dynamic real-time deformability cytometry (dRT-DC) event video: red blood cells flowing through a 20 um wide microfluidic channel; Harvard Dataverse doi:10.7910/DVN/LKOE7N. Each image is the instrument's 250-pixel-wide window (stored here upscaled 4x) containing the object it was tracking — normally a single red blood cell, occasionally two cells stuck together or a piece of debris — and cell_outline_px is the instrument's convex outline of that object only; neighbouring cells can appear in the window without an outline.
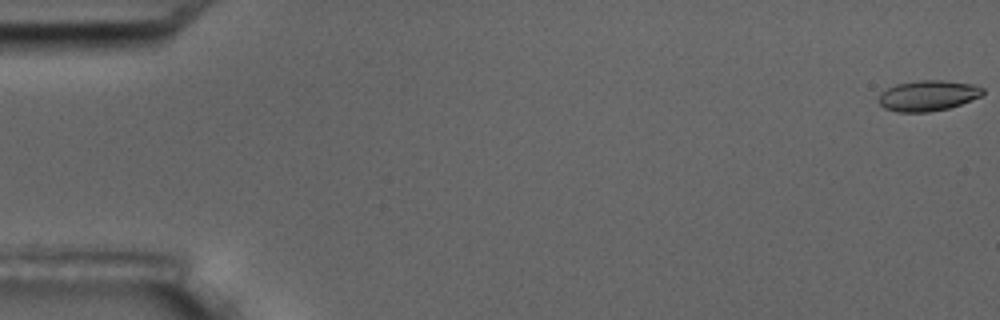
{"species": "common noctule bat (a hibernating species)", "species_latin": "Nyctalus noctula", "temperature_condition": "room temperature", "stored_images_in_passage": 5, "camera_frame_rate_fps": 3000, "um_per_image_px": 0.085, "animal": {"sex": "male", "body_mass_g": 17.5, "forearm_length_mm": 52.3}, "frame": {"image": 1, "passage_image": 1, "time_ms": 0.0, "image_size_px": [1000, 320], "cell_outline_px": [[984, 92], [980, 96], [960, 104], [948, 108], [928, 112], [896, 112], [884, 108], [880, 104], [880, 92], [896, 84], [920, 80], [944, 80], [972, 84], [984, 88]], "centroid_in_image_um": [78.86, 8.12], "position_along_channel_um": 6.1, "area_um2": 18.44}}
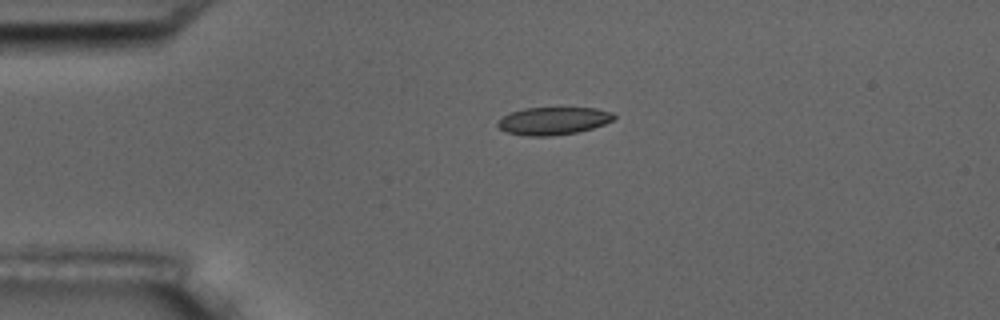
{"frame": {"image": 2, "passage_image": 4, "time_ms": 4.333, "image_size_px": [1000, 320], "cell_outline_px": [[616, 116], [612, 120], [604, 124], [592, 128], [576, 132], [548, 136], [528, 136], [508, 132], [500, 128], [496, 124], [504, 116], [512, 112], [524, 108], [596, 108], [612, 112]], "centroid_in_image_um": [47.05, 10.27], "position_along_channel_um": 37.9, "area_um2": 18.44}}